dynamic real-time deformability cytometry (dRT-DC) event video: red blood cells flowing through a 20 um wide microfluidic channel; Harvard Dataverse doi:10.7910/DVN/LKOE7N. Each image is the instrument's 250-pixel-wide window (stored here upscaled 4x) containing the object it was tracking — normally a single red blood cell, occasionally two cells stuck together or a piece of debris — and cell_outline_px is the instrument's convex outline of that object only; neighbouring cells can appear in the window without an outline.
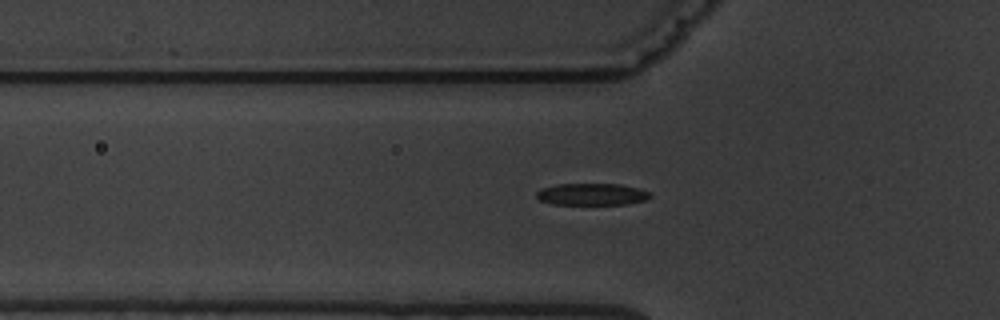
{"species": "common noctule bat (a hibernating species)", "species_latin": "Nyctalus noctula", "temperature_condition": "warm", "stored_images_in_passage": 6, "camera_frame_rate_fps": 3000, "um_per_image_px": 0.085, "animal": {"sex": "male", "body_mass_g": 19.5, "forearm_length_mm": 54.6}, "frame": {"image": 1, "passage_image": 6, "time_ms": 5.667, "image_size_px": [1000, 320], "cell_outline_px": [[652, 196], [648, 200], [628, 204], [552, 204], [540, 200], [536, 196], [536, 192], [540, 188], [556, 184], [620, 184], [640, 188], [652, 192]], "centroid_in_image_um": [50.36, 16.51], "position_along_channel_um": 75.4, "area_um2": 14.74}}